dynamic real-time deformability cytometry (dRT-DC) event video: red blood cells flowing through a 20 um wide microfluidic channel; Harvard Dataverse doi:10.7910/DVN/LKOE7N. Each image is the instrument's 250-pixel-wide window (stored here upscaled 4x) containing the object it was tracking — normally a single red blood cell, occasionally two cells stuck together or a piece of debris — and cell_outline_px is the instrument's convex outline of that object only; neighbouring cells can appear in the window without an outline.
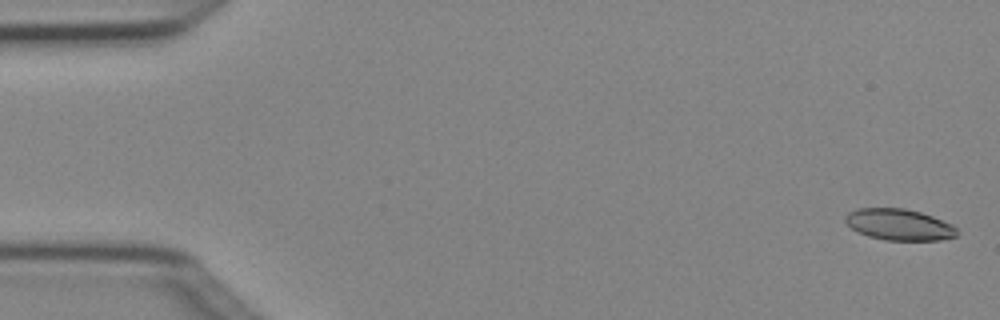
{"species": "Egyptian fruit bat (a non-hibernating species)", "species_latin": "Rousettus aegyptiacus", "temperature_condition": "cold", "stored_images_in_passage": 4, "camera_frame_rate_fps": 3000, "um_per_image_px": 0.085, "animal": {"sex": "female"}, "frame": {"image": 1, "passage_image": 1, "time_ms": 0.0, "image_size_px": [1000, 320], "cell_outline_px": [[960, 232], [956, 236], [940, 240], [884, 240], [868, 236], [852, 228], [844, 220], [844, 216], [848, 212], [856, 208], [904, 208], [920, 212], [932, 216], [952, 224]], "centroid_in_image_um": [76.43, 19.08], "position_along_channel_um": 8.6, "area_um2": 20.4}}